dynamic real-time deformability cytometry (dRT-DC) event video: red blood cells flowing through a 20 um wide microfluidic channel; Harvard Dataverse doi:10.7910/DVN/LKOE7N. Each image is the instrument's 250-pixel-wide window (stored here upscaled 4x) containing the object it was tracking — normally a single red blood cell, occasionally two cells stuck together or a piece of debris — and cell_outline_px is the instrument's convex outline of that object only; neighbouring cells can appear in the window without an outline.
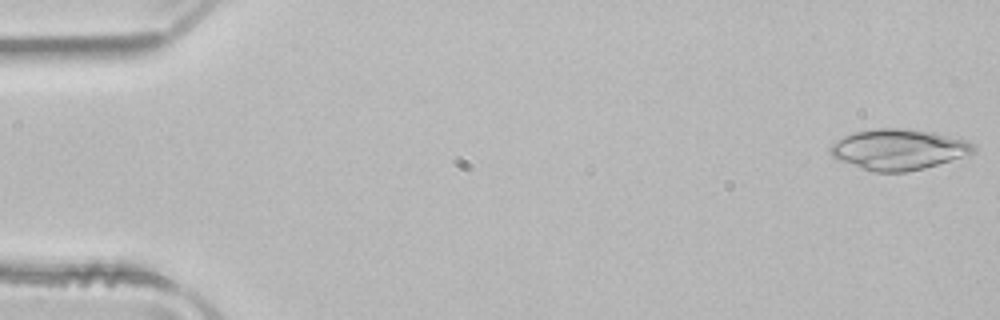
{"species": "common noctule bat (a hibernating species)", "species_latin": "Nyctalus noctula", "temperature_condition": "room temperature", "stored_images_in_passage": 50, "camera_frame_rate_fps": 3000, "um_per_image_px": 0.085, "animal": {"sex": "male", "body_mass_g": 21.5, "forearm_length_mm": 52.0}, "frame": {"image": 1, "passage_image": 1, "time_ms": 0.0, "image_size_px": [1000, 320], "cell_outline_px": [[976, 152], [968, 156], [924, 168], [904, 172], [872, 172], [840, 160], [832, 156], [828, 148], [836, 140], [844, 136], [856, 132], [872, 128], [908, 128], [932, 132], [968, 140], [976, 144]], "centroid_in_image_um": [76.43, 12.69], "position_along_channel_um": 8.6, "area_um2": 34.28}}
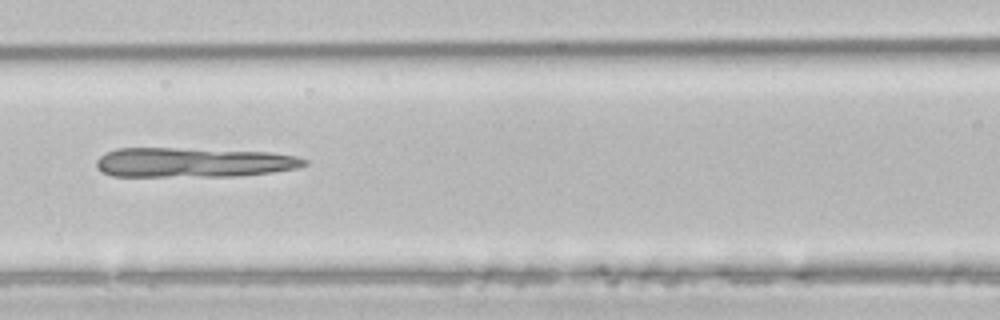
{"frame": {"image": 2, "passage_image": 22, "time_ms": 7.0, "image_size_px": [1000, 320], "cell_outline_px": [[308, 164], [296, 168], [272, 172], [240, 176], [112, 176], [100, 172], [96, 168], [96, 160], [100, 156], [116, 148], [176, 148], [268, 152], [296, 156], [308, 160]], "centroid_in_image_um": [16.4, 13.81], "position_along_channel_um": 150.2, "area_um2": 36.01}}
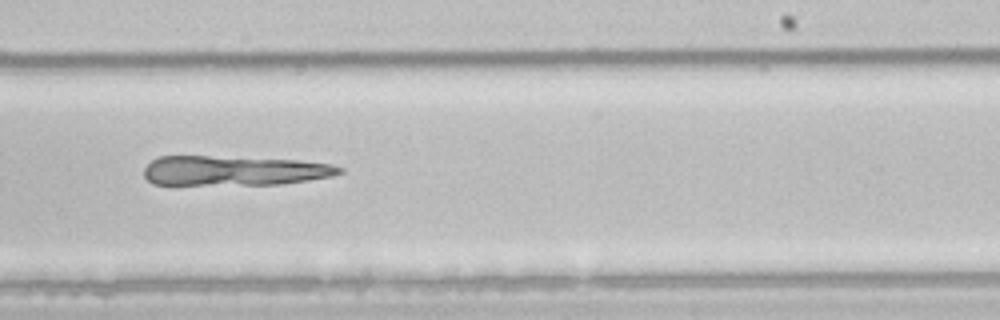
{"frame": {"image": 3, "passage_image": 31, "time_ms": 10.0, "image_size_px": [1000, 320], "cell_outline_px": [[344, 172], [332, 176], [280, 184], [152, 184], [144, 176], [144, 168], [152, 160], [160, 156], [208, 156], [300, 160], [332, 164], [344, 168]], "centroid_in_image_um": [19.91, 14.5], "position_along_channel_um": 269.1, "area_um2": 33.7}}